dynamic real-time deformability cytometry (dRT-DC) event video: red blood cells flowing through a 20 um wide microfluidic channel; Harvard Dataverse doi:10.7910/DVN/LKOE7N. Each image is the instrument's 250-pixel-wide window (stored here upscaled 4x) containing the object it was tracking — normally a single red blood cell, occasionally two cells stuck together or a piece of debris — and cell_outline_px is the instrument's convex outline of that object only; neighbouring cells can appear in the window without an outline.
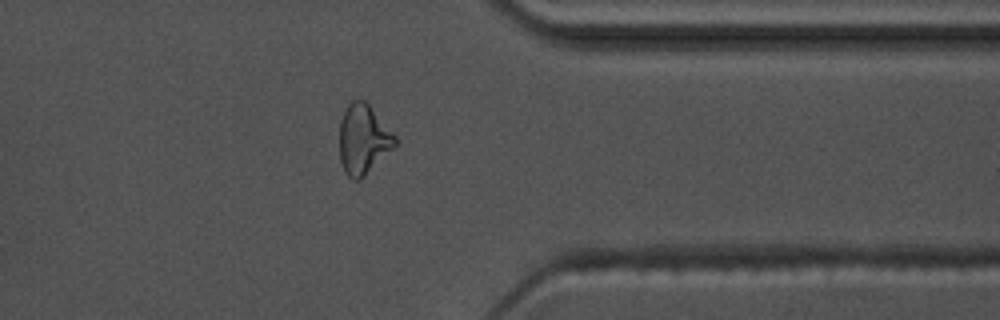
{"species": "common noctule bat (a hibernating species)", "species_latin": "Nyctalus noctula", "temperature_condition": "warm", "stored_images_in_passage": 39, "camera_frame_rate_fps": 3000, "um_per_image_px": 0.085, "animal": {"sex": "male", "body_mass_g": 17.5, "forearm_length_mm": 52.3}, "frame": {"image": 1, "passage_image": 28, "time_ms": 9.0, "image_size_px": [1000, 320], "cell_outline_px": [[396, 144], [360, 180], [352, 180], [344, 172], [340, 160], [340, 120], [348, 104], [352, 100], [364, 100], [368, 104], [396, 136]], "centroid_in_image_um": [30.85, 11.85], "position_along_channel_um": 380.6, "area_um2": 22.2}, "authors_computed_cell_mechanics": {"area_um2": 20.9236, "velocity_mm_per_s": 3.6744, "shape_relaxation_time_tau1_ms": 4.0966, "shape_relaxation_time_tau2_ms": 1.9367, "deformation_change_tau1": 0.1721, "deformation_change_tau2": 0.1093}}